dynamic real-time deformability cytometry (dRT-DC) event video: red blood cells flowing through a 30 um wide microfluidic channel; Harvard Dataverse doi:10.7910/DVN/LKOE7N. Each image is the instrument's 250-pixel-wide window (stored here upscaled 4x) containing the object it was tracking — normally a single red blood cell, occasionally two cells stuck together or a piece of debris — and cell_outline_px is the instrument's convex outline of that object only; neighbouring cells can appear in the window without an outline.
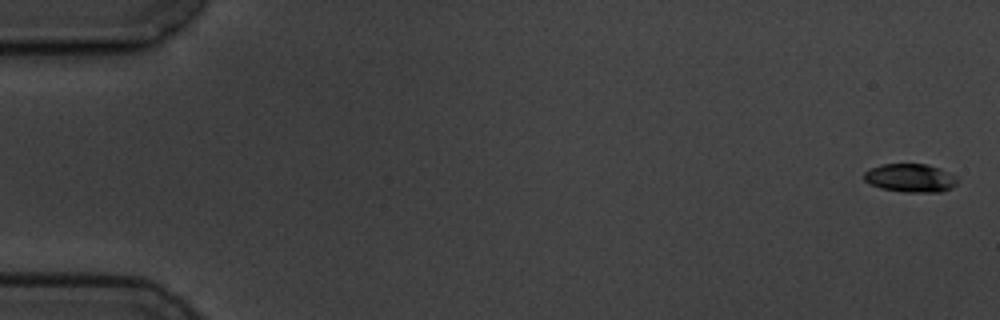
{"species": "common noctule bat (a hibernating species)", "species_latin": "Nyctalus noctula", "temperature_condition": "cold", "stored_images_in_passage": 11, "segment_of_instrument_passage": [1, 2], "camera_frame_rate_fps": 3000, "um_per_image_px": 0.085, "animal": {"sex": "male", "body_mass_g": 19.5, "forearm_length_mm": 54.6}, "frame": {"image": 1, "passage_image": 1, "time_ms": 0.0, "image_size_px": [1000, 320], "cell_outline_px": [[956, 184], [952, 188], [940, 192], [904, 192], [880, 188], [868, 184], [864, 180], [864, 172], [872, 168], [884, 164], [928, 164], [940, 168], [956, 176]], "centroid_in_image_um": [77.38, 15.13], "position_along_channel_um": 7.6, "area_um2": 15.49}}
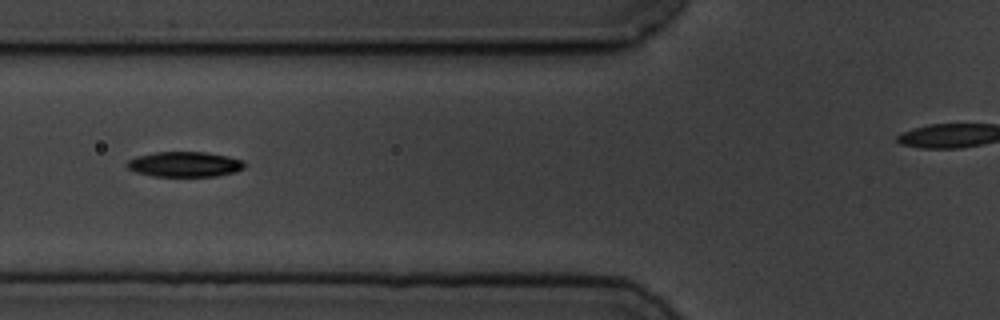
{"frame": {"image": 2, "passage_image": 7, "time_ms": 7.0, "image_size_px": [1000, 320], "cell_outline_px": [[244, 168], [236, 172], [216, 176], [152, 176], [136, 172], [128, 168], [124, 164], [128, 160], [136, 156], [156, 152], [204, 152], [228, 156], [244, 160]], "centroid_in_image_um": [15.69, 13.96], "position_along_channel_um": 110.1, "area_um2": 17.34}}
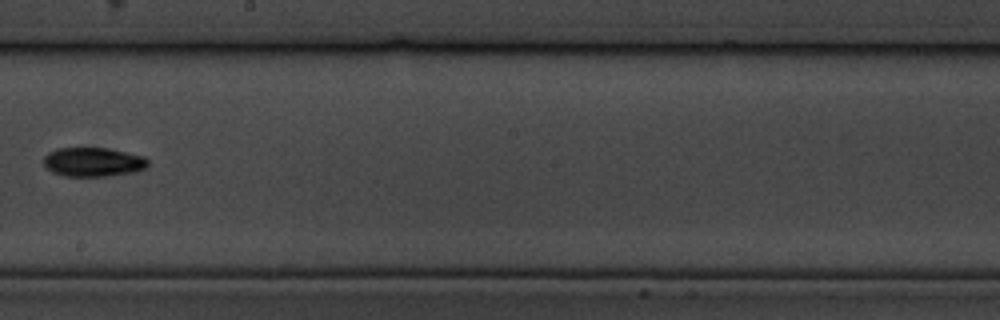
{"frame": {"image": 3, "passage_image": 10, "time_ms": 10.667, "image_size_px": [1000, 320], "cell_outline_px": [[148, 168], [136, 172], [108, 176], [64, 176], [52, 172], [44, 164], [44, 156], [48, 152], [56, 148], [108, 148], [144, 156], [148, 160]], "centroid_in_image_um": [7.94, 13.77], "position_along_channel_um": 240.3, "area_um2": 17.86}}